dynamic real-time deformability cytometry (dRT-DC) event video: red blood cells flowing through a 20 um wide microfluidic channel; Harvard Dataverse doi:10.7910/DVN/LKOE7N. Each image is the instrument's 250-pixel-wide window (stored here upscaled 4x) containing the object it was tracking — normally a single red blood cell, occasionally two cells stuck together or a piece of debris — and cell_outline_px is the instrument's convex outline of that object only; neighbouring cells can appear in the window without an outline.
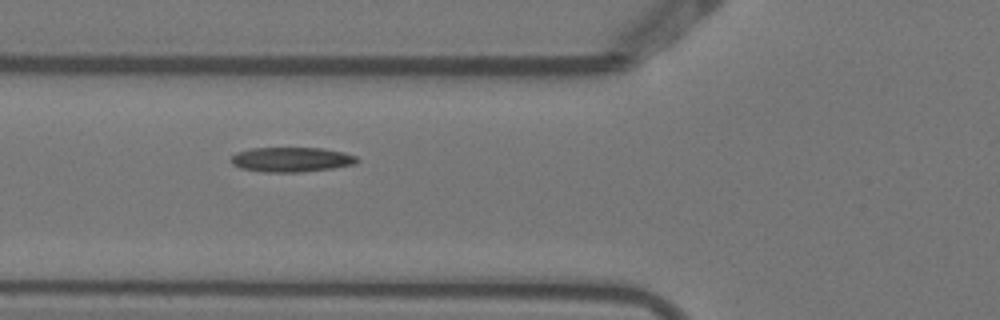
{"species": "Egyptian fruit bat (a non-hibernating species)", "species_latin": "Rousettus aegyptiacus", "temperature_condition": "warm", "stored_images_in_passage": 7, "camera_frame_rate_fps": 3000, "um_per_image_px": 0.085, "animal": {"sex": "female"}, "frame": {"image": 1, "passage_image": 6, "time_ms": 1.667, "image_size_px": [1000, 320], "cell_outline_px": [[360, 160], [356, 164], [332, 168], [300, 172], [264, 172], [240, 168], [232, 164], [232, 156], [236, 152], [252, 148], [324, 148], [344, 152], [356, 156]], "centroid_in_image_um": [24.79, 13.56], "position_along_channel_um": 101.0, "area_um2": 18.21}}
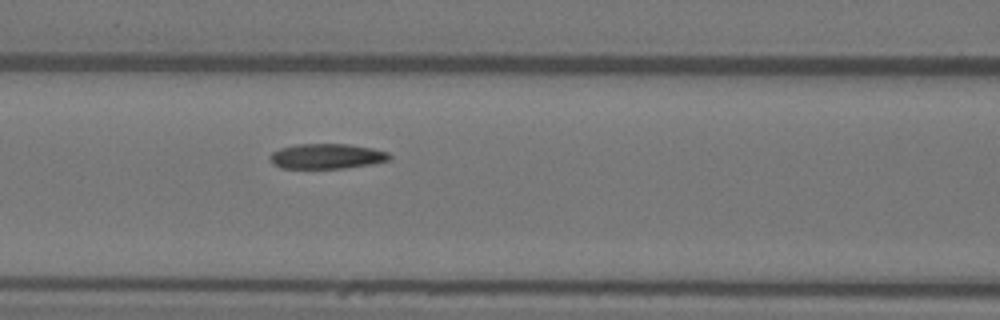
{"frame": {"image": 2, "passage_image": 7, "time_ms": 2.0, "image_size_px": [1000, 320], "cell_outline_px": [[392, 156], [388, 160], [372, 164], [344, 168], [280, 168], [272, 164], [268, 160], [268, 156], [272, 152], [280, 148], [296, 144], [348, 144], [372, 148], [388, 152]], "centroid_in_image_um": [27.73, 13.28], "position_along_channel_um": 138.9, "area_um2": 17.63}}